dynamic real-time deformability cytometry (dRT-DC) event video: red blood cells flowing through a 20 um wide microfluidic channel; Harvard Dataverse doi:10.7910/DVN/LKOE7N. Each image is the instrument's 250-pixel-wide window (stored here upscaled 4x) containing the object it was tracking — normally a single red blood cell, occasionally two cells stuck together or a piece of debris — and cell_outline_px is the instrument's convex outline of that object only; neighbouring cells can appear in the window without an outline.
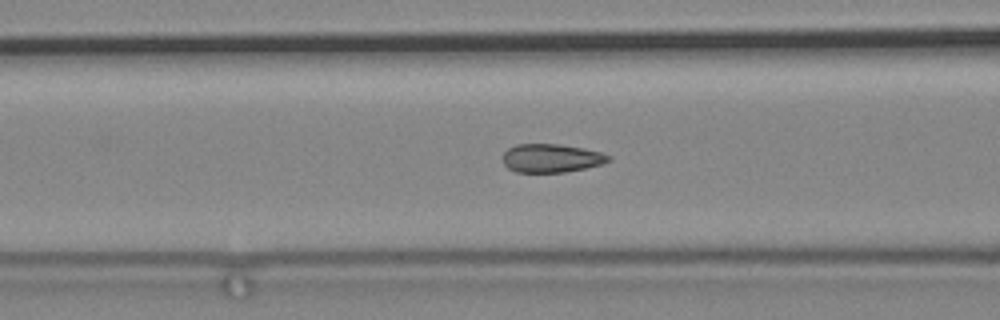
{"species": "common noctule bat (a hibernating species)", "species_latin": "Nyctalus noctula", "temperature_condition": "cold", "stored_images_in_passage": 51, "camera_frame_rate_fps": 3000, "um_per_image_px": 0.085, "animal": {"sex": "male", "body_mass_g": 19.2, "forearm_length_mm": 51.8}, "frame": {"image": 1, "passage_image": 9, "time_ms": 2.667, "image_size_px": [1000, 320], "cell_outline_px": [[612, 160], [604, 164], [564, 172], [516, 172], [508, 168], [504, 164], [504, 152], [508, 148], [516, 144], [560, 144], [584, 148], [600, 152], [612, 156]], "centroid_in_image_um": [46.9, 13.44], "position_along_channel_um": 119.7, "area_um2": 17.63}}
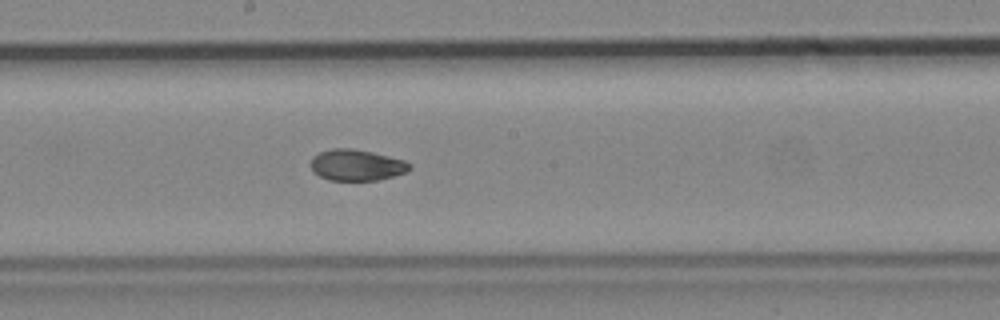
{"frame": {"image": 2, "passage_image": 19, "time_ms": 6.0, "image_size_px": [1000, 320], "cell_outline_px": [[412, 168], [404, 172], [380, 180], [328, 180], [312, 172], [312, 156], [320, 152], [332, 148], [352, 148], [372, 152], [404, 160], [412, 164]], "centroid_in_image_um": [30.3, 14.03], "position_along_channel_um": 217.9, "area_um2": 17.92}}
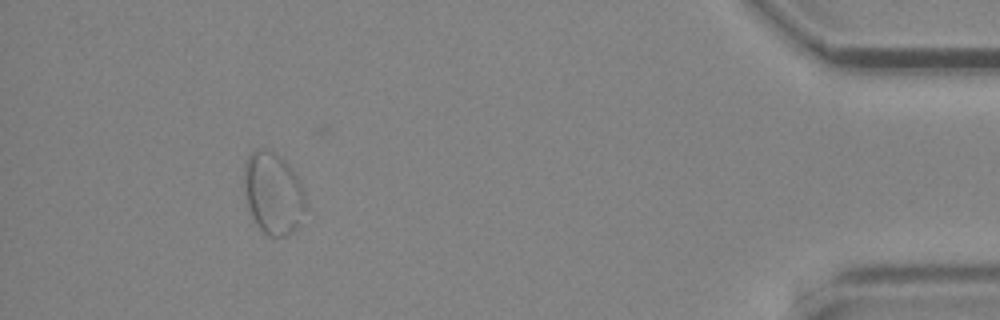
{"frame": {"image": 3, "passage_image": 45, "time_ms": 14.667, "image_size_px": [1000, 320], "cell_outline_px": [[308, 208], [300, 224], [296, 228], [284, 236], [272, 236], [264, 232], [256, 224], [252, 216], [248, 204], [244, 188], [244, 164], [248, 156], [256, 148], [264, 148], [280, 156], [292, 168], [300, 180], [304, 192]], "centroid_in_image_um": [23.25, 16.41], "position_along_channel_um": 411.9, "area_um2": 29.59}}